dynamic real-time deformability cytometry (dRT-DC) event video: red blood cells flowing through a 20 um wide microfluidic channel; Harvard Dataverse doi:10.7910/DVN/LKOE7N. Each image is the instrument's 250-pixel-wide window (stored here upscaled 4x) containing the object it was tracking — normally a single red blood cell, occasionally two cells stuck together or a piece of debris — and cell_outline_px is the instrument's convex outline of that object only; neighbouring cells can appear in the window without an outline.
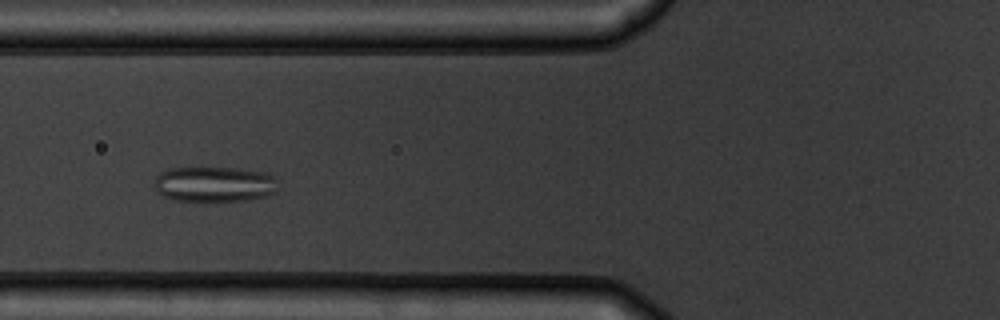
{"species": "common noctule bat (a hibernating species)", "species_latin": "Nyctalus noctula", "temperature_condition": "warm", "stored_images_in_passage": 6, "camera_frame_rate_fps": 3000, "um_per_image_px": 0.085, "animal": {"sex": "male", "body_mass_g": 19.5, "forearm_length_mm": 54.6}, "frame": {"image": 1, "passage_image": 4, "time_ms": 3.333, "image_size_px": [1000, 320], "cell_outline_px": [[276, 192], [268, 196], [248, 200], [204, 204], [176, 200], [164, 196], [152, 184], [152, 180], [160, 172], [168, 168], [236, 168], [268, 172], [276, 176]], "centroid_in_image_um": [18.23, 15.69], "position_along_channel_um": 107.6, "area_um2": 26.65}}
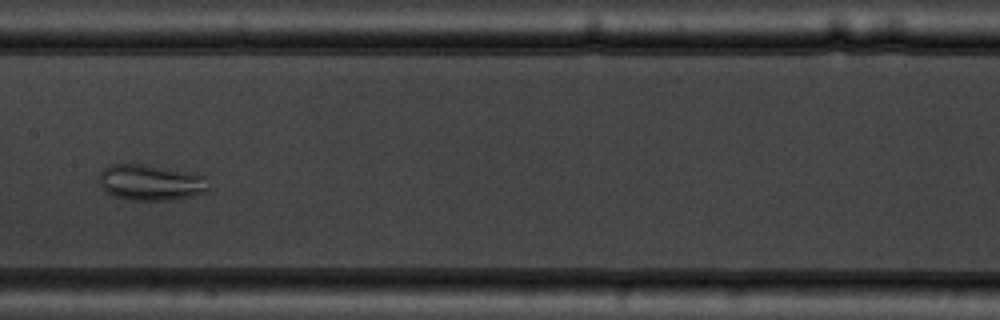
{"frame": {"image": 2, "passage_image": 6, "time_ms": 5.667, "image_size_px": [1000, 320], "cell_outline_px": [[208, 192], [192, 196], [172, 200], [128, 200], [112, 196], [100, 184], [100, 172], [104, 168], [112, 164], [140, 164], [188, 172], [204, 176], [208, 188]], "centroid_in_image_um": [12.8, 15.53], "position_along_channel_um": 194.6, "area_um2": 22.66}}